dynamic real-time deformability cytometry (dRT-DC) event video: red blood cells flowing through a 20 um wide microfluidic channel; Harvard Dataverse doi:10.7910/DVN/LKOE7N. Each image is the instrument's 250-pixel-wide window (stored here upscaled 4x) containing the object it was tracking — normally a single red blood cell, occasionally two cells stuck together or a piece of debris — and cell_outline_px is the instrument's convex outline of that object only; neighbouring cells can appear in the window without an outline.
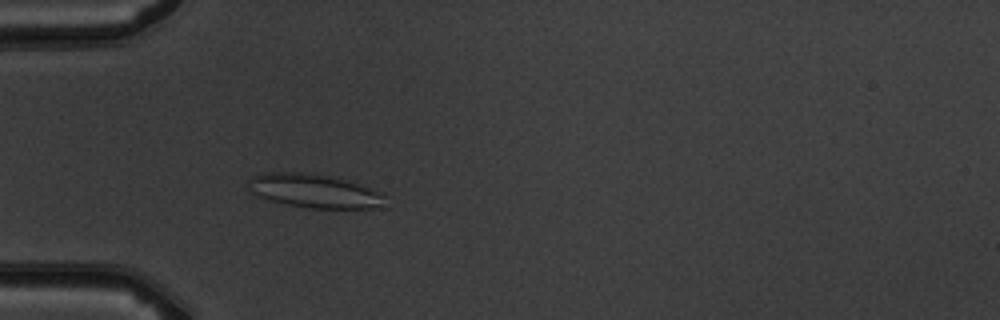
{"species": "common noctule bat (a hibernating species)", "species_latin": "Nyctalus noctula", "temperature_condition": "warm", "stored_images_in_passage": 2, "camera_frame_rate_fps": 3000, "um_per_image_px": 0.085, "animal": {"sex": "male", "body_mass_g": 19.5, "forearm_length_mm": 54.6}, "frame": {"image": 1, "passage_image": 2, "time_ms": 2.0, "image_size_px": [1000, 320], "cell_outline_px": [[384, 208], [308, 208], [268, 200], [252, 196], [244, 184], [252, 176], [264, 172], [304, 172], [336, 176], [384, 192]], "centroid_in_image_um": [26.67, 16.22], "position_along_channel_um": 58.3, "area_um2": 27.8}}